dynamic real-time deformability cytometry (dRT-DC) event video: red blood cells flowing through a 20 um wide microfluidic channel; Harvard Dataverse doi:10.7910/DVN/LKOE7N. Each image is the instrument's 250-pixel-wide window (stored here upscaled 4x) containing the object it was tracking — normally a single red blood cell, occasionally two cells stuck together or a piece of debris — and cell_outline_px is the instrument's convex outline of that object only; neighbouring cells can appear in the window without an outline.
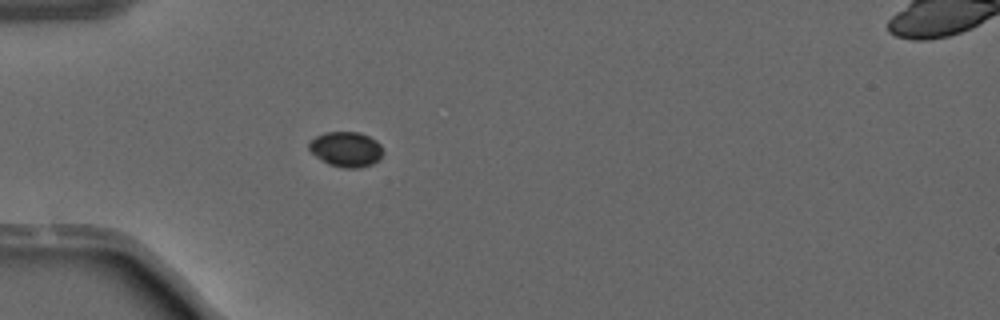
{"species": "common noctule bat (a hibernating species)", "species_latin": "Nyctalus noctula", "temperature_condition": "warm", "stored_images_in_passage": 4, "camera_frame_rate_fps": 3000, "um_per_image_px": 0.085, "animal": {"sex": "male", "forearm_length_mm": 52.5}, "frame": {"image": 1, "passage_image": 1, "time_ms": 0.0, "image_size_px": [1000, 320], "cell_outline_px": [[384, 152], [380, 160], [372, 164], [360, 168], [344, 168], [328, 164], [316, 156], [308, 148], [308, 144], [316, 136], [324, 132], [360, 132], [376, 140], [380, 144]], "centroid_in_image_um": [29.45, 12.69], "position_along_channel_um": 55.6, "area_um2": 15.26}}